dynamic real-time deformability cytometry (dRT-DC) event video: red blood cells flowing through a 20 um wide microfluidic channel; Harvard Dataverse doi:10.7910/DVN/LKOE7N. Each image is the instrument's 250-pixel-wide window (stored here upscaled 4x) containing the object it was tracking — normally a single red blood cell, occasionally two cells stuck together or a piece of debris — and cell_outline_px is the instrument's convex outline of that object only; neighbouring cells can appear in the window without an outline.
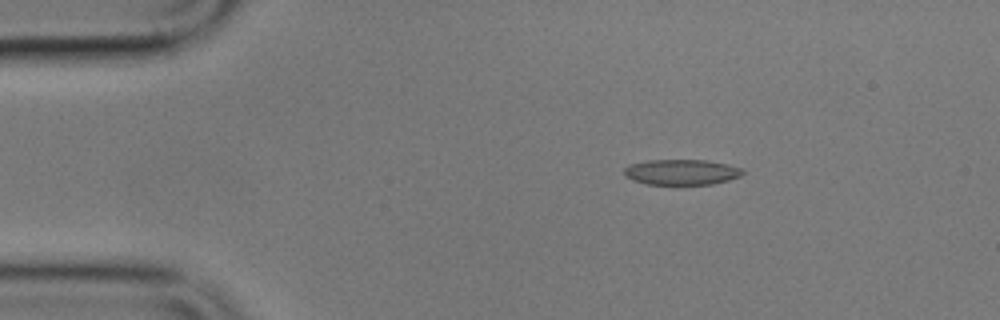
{"species": "common noctule bat (a hibernating species)", "species_latin": "Nyctalus noctula", "temperature_condition": "cold", "stored_images_in_passage": 3, "camera_frame_rate_fps": 3000, "um_per_image_px": 0.085, "animal": {"sex": "male", "body_mass_g": 17.9}, "frame": {"image": 1, "passage_image": 1, "time_ms": 0.0, "image_size_px": [1000, 320], "cell_outline_px": [[744, 172], [740, 176], [728, 180], [712, 184], [648, 184], [632, 180], [624, 176], [624, 168], [628, 164], [648, 160], [708, 160], [728, 164], [744, 168]], "centroid_in_image_um": [57.93, 14.62], "position_along_channel_um": 27.1, "area_um2": 17.74}}